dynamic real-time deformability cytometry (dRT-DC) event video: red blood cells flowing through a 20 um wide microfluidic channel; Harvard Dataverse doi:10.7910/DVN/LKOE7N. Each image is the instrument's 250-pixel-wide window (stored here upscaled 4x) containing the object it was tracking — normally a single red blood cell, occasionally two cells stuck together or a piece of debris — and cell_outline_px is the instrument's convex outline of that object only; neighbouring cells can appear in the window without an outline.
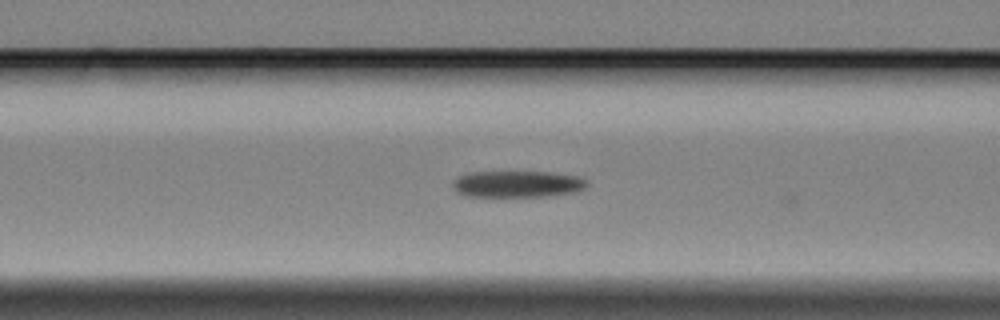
{"species": "Egyptian fruit bat (a non-hibernating species)", "species_latin": "Rousettus aegyptiacus", "temperature_condition": "cold", "stored_images_in_passage": 29, "camera_frame_rate_fps": 3000, "um_per_image_px": 0.085, "animal": {"sex": "female"}, "frame": {"image": 1, "passage_image": 6, "time_ms": 1.667, "image_size_px": [1000, 320], "cell_outline_px": [[588, 184], [584, 188], [576, 192], [552, 196], [468, 196], [456, 192], [452, 184], [452, 180], [468, 172], [552, 172], [580, 176], [588, 180]], "centroid_in_image_um": [44.02, 15.64], "position_along_channel_um": 122.6, "area_um2": 20.98}}
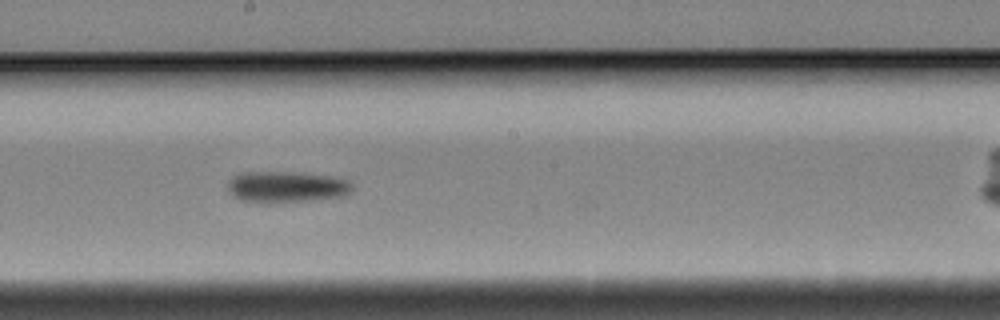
{"frame": {"image": 2, "passage_image": 15, "time_ms": 4.667, "image_size_px": [1000, 320], "cell_outline_px": [[352, 192], [348, 196], [308, 200], [240, 200], [232, 196], [228, 188], [228, 180], [232, 176], [240, 172], [288, 172], [328, 176], [348, 180], [352, 184]], "centroid_in_image_um": [24.37, 15.85], "position_along_channel_um": 223.8, "area_um2": 21.96}}
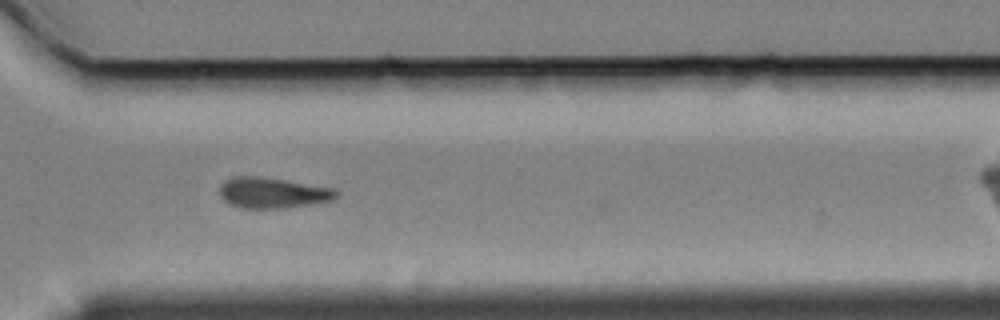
{"frame": {"image": 3, "passage_image": 26, "time_ms": 8.333, "image_size_px": [1000, 320], "cell_outline_px": [[340, 196], [332, 200], [284, 208], [240, 208], [228, 204], [220, 196], [220, 184], [224, 180], [232, 176], [260, 176], [336, 188], [340, 192]], "centroid_in_image_um": [23.17, 16.38], "position_along_channel_um": 347.4, "area_um2": 21.15}}